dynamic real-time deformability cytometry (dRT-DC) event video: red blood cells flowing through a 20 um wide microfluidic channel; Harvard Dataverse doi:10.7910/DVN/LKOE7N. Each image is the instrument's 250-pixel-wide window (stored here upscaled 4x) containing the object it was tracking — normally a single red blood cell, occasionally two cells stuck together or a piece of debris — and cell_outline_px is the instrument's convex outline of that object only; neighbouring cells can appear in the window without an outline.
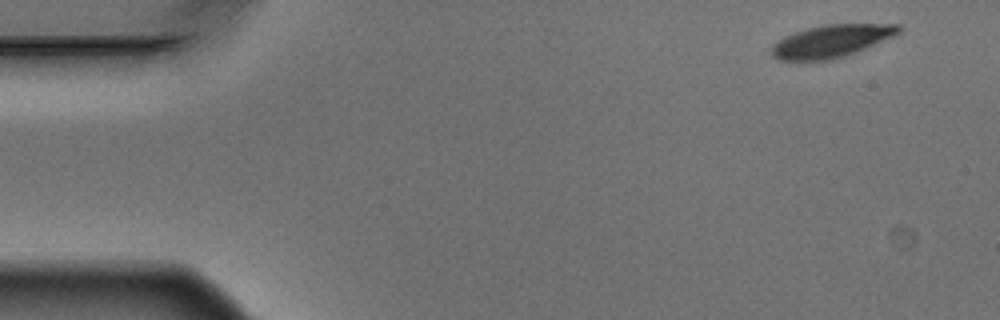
{"species": "Egyptian fruit bat (a non-hibernating species)", "species_latin": "Rousettus aegyptiacus", "temperature_condition": "warm", "stored_images_in_passage": 5, "segment_of_instrument_passage": [1, 2], "camera_frame_rate_fps": 3000, "um_per_image_px": 0.085, "animal": {"sex": "male"}, "frame": {"image": 1, "passage_image": 1, "time_ms": 0.0, "image_size_px": [1000, 320], "cell_outline_px": [[904, 28], [900, 32], [892, 36], [856, 52], [832, 60], [780, 60], [772, 56], [772, 48], [784, 36], [808, 28], [824, 24], [900, 24]], "centroid_in_image_um": [70.7, 3.48], "position_along_channel_um": 14.3, "area_um2": 23.76}}